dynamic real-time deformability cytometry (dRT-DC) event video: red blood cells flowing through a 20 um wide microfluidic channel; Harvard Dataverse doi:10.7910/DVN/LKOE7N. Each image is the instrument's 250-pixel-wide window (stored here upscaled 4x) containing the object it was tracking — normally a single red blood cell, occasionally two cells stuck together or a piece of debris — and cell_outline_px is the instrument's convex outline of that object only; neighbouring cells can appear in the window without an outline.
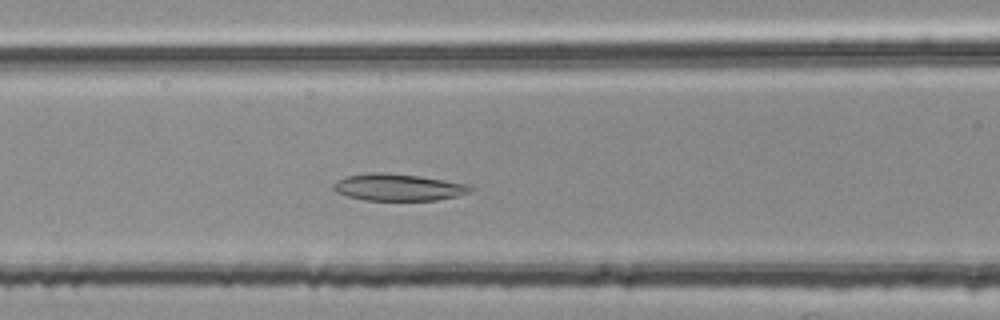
{"species": "common noctule bat (a hibernating species)", "species_latin": "Nyctalus noctula", "temperature_condition": "room temperature", "stored_images_in_passage": 41, "camera_frame_rate_fps": 3000, "um_per_image_px": 0.085, "animal": {"sex": "female", "body_mass_g": 25.1}, "frame": {"image": 1, "passage_image": 13, "time_ms": 4.0, "image_size_px": [1000, 320], "cell_outline_px": [[472, 188], [468, 192], [460, 196], [436, 200], [364, 200], [348, 196], [336, 192], [332, 188], [332, 184], [336, 180], [348, 176], [368, 172], [380, 172], [420, 176], [468, 184]], "centroid_in_image_um": [33.82, 15.92], "position_along_channel_um": 132.8, "area_um2": 21.44}}
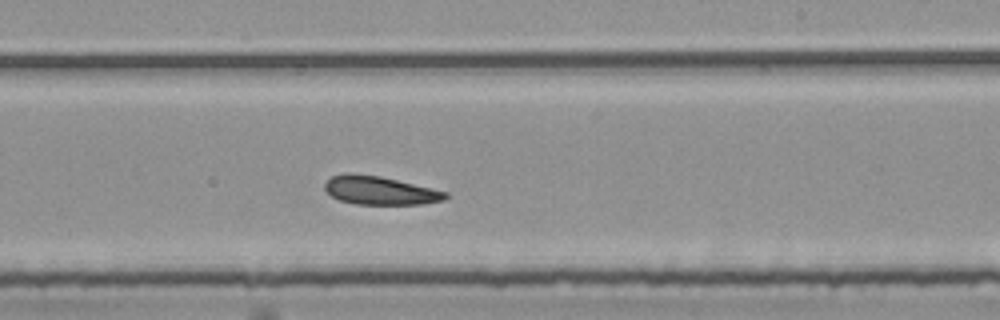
{"frame": {"image": 2, "passage_image": 23, "time_ms": 7.333, "image_size_px": [1000, 320], "cell_outline_px": [[448, 196], [444, 200], [420, 204], [356, 204], [340, 200], [332, 196], [324, 188], [324, 184], [332, 176], [348, 172], [352, 172], [380, 176], [448, 192]], "centroid_in_image_um": [32.27, 16.18], "position_along_channel_um": 256.7, "area_um2": 19.88}}
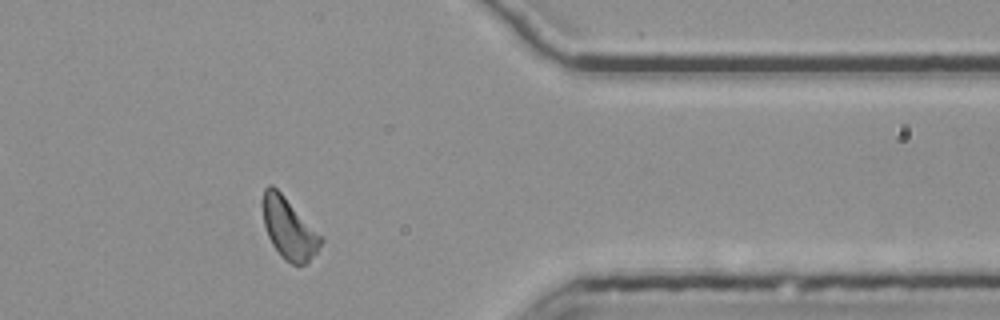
{"frame": {"image": 3, "passage_image": 35, "time_ms": 11.333, "image_size_px": [1000, 320], "cell_outline_px": [[324, 240], [308, 264], [292, 264], [284, 260], [280, 256], [272, 244], [268, 236], [264, 224], [264, 188], [268, 184], [272, 184], [284, 196]], "centroid_in_image_um": [24.55, 19.46], "position_along_channel_um": 386.8, "area_um2": 20.11}}